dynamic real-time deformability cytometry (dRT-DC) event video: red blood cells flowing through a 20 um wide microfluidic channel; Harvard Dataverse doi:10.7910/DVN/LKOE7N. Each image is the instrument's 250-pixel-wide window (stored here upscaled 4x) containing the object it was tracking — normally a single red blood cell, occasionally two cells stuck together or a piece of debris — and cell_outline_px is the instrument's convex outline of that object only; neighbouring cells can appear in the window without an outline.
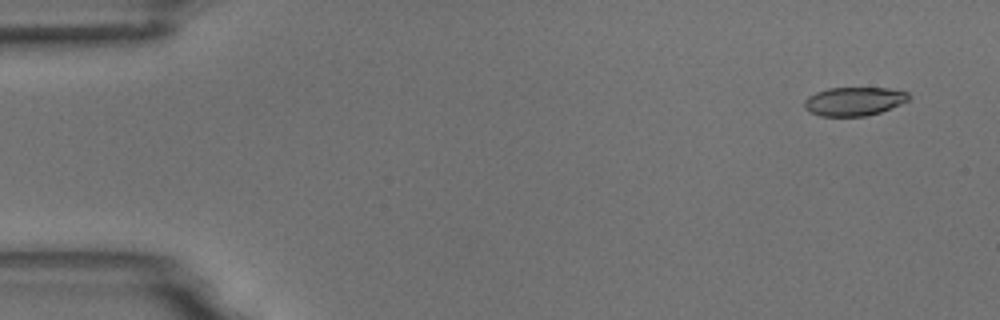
{"species": "common noctule bat (a hibernating species)", "species_latin": "Nyctalus noctula", "temperature_condition": "room temperature", "stored_images_in_passage": 10, "camera_frame_rate_fps": 3000, "um_per_image_px": 0.085, "animal": {"sex": "male", "body_mass_g": 18.8}, "frame": {"image": 1, "passage_image": 1, "time_ms": 0.0, "image_size_px": [1000, 320], "cell_outline_px": [[912, 96], [908, 100], [900, 104], [880, 112], [864, 116], [820, 116], [808, 112], [804, 108], [804, 100], [808, 96], [816, 92], [828, 88], [888, 88], [908, 92]], "centroid_in_image_um": [72.57, 8.61], "position_along_channel_um": 12.4, "area_um2": 17.51}}
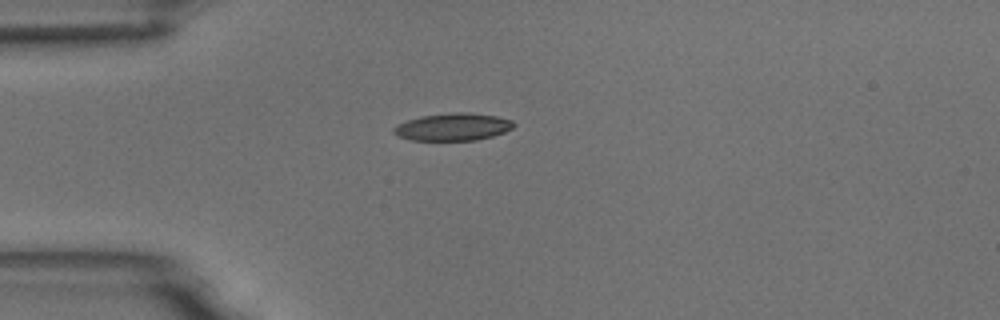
{"frame": {"image": 2, "passage_image": 4, "time_ms": 3.667, "image_size_px": [1000, 320], "cell_outline_px": [[516, 124], [512, 128], [504, 132], [492, 136], [476, 140], [412, 140], [396, 136], [392, 132], [392, 128], [396, 124], [420, 116], [456, 112], [468, 112], [496, 116], [512, 120]], "centroid_in_image_um": [38.47, 10.78], "position_along_channel_um": 46.5, "area_um2": 19.25}}